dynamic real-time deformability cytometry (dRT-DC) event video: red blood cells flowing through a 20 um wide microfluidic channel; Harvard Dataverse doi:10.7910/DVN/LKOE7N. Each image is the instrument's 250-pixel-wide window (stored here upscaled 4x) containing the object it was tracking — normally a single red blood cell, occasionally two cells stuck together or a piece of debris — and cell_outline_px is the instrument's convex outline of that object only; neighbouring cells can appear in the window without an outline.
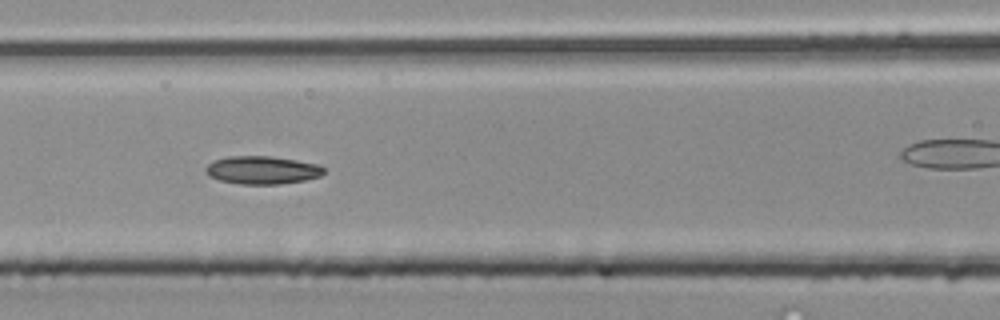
{"species": "common noctule bat (a hibernating species)", "species_latin": "Nyctalus noctula", "temperature_condition": "room temperature", "stored_images_in_passage": 13, "camera_frame_rate_fps": 3000, "um_per_image_px": 0.085, "animal": {"sex": "male", "body_mass_g": 20.4}, "frame": {"image": 1, "passage_image": 8, "time_ms": 2.333, "image_size_px": [1000, 320], "cell_outline_px": [[324, 172], [320, 176], [304, 180], [280, 184], [240, 184], [220, 180], [208, 176], [204, 168], [212, 160], [228, 156], [268, 156], [296, 160], [320, 164], [324, 168]], "centroid_in_image_um": [22.26, 14.45], "position_along_channel_um": 144.3, "area_um2": 19.36}}